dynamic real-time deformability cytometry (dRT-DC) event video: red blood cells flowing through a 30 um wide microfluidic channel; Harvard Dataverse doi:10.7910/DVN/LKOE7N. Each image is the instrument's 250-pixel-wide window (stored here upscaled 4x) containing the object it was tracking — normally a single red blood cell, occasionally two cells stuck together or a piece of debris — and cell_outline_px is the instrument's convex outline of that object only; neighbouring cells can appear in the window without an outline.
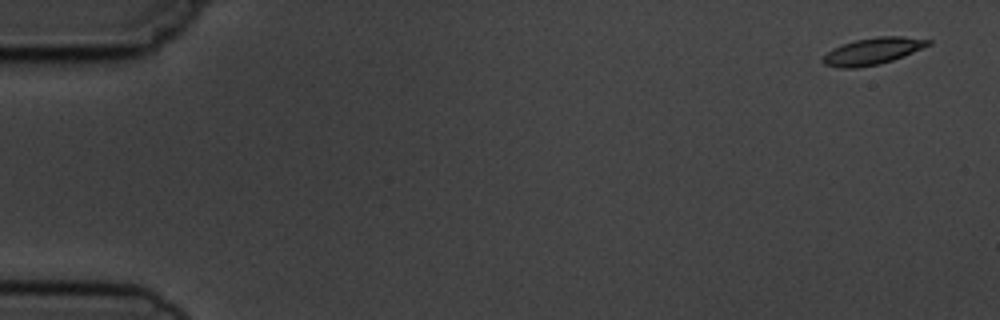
{"species": "common noctule bat (a hibernating species)", "species_latin": "Nyctalus noctula", "temperature_condition": "cold", "stored_images_in_passage": 6, "camera_frame_rate_fps": 3000, "um_per_image_px": 0.085, "animal": {"sex": "male", "body_mass_g": 19.5, "forearm_length_mm": 54.6}, "frame": {"image": 1, "passage_image": 1, "time_ms": 0.0, "image_size_px": [1000, 320], "cell_outline_px": [[932, 44], [904, 56], [880, 64], [856, 68], [840, 68], [824, 64], [820, 60], [832, 48], [856, 40], [876, 36], [904, 36], [932, 40]], "centroid_in_image_um": [74.2, 4.35], "position_along_channel_um": 10.8, "area_um2": 16.47}}